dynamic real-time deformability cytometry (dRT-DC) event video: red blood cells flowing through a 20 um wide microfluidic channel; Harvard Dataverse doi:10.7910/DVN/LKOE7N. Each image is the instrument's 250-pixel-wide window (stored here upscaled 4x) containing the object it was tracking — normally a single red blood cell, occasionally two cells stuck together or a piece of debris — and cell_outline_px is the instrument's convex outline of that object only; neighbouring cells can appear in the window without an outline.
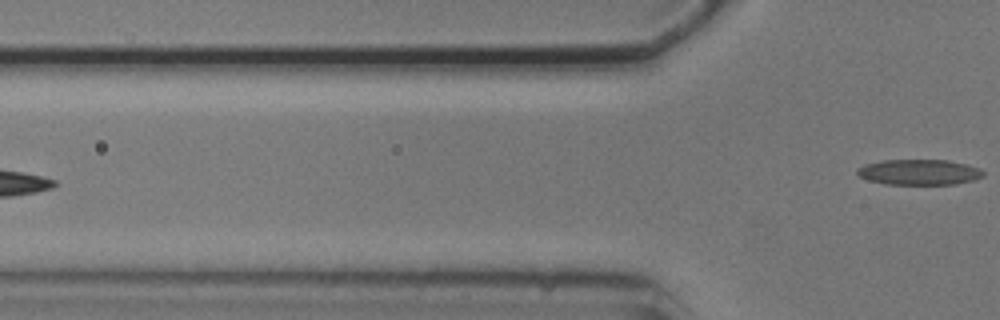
{"species": "common noctule bat (a hibernating species)", "species_latin": "Nyctalus noctula", "temperature_condition": "cold", "stored_images_in_passage": 5, "camera_frame_rate_fps": 3000, "um_per_image_px": 0.085, "animal": {"sex": "male", "body_mass_g": 20.5, "forearm_length_mm": 52.5}, "frame": {"image": 1, "passage_image": 5, "time_ms": 4.667, "image_size_px": [1000, 320], "cell_outline_px": [[984, 176], [972, 180], [956, 184], [884, 184], [868, 180], [860, 176], [856, 172], [856, 168], [864, 164], [884, 160], [948, 160], [980, 168], [984, 172]], "centroid_in_image_um": [78.1, 14.63], "position_along_channel_um": 47.7, "area_um2": 18.73}}